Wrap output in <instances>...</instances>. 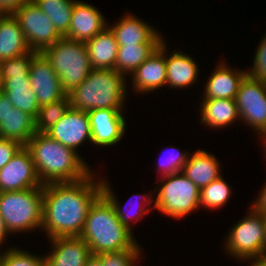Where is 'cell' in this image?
I'll return each mask as SVG.
<instances>
[{"instance_id":"obj_29","label":"cell","mask_w":266,"mask_h":266,"mask_svg":"<svg viewBox=\"0 0 266 266\" xmlns=\"http://www.w3.org/2000/svg\"><path fill=\"white\" fill-rule=\"evenodd\" d=\"M229 185L222 177L212 181L208 186L200 189L199 206L218 209L226 204L231 196Z\"/></svg>"},{"instance_id":"obj_26","label":"cell","mask_w":266,"mask_h":266,"mask_svg":"<svg viewBox=\"0 0 266 266\" xmlns=\"http://www.w3.org/2000/svg\"><path fill=\"white\" fill-rule=\"evenodd\" d=\"M165 55L167 82L172 88L191 86L198 77V65L192 57L181 52H173L170 56Z\"/></svg>"},{"instance_id":"obj_18","label":"cell","mask_w":266,"mask_h":266,"mask_svg":"<svg viewBox=\"0 0 266 266\" xmlns=\"http://www.w3.org/2000/svg\"><path fill=\"white\" fill-rule=\"evenodd\" d=\"M247 75V71L231 70L226 66V63H220L209 76L203 100L235 99L240 84Z\"/></svg>"},{"instance_id":"obj_20","label":"cell","mask_w":266,"mask_h":266,"mask_svg":"<svg viewBox=\"0 0 266 266\" xmlns=\"http://www.w3.org/2000/svg\"><path fill=\"white\" fill-rule=\"evenodd\" d=\"M2 83V92L9 98L13 107L36 119L39 105L35 92L31 89L29 75L11 76V79H4Z\"/></svg>"},{"instance_id":"obj_45","label":"cell","mask_w":266,"mask_h":266,"mask_svg":"<svg viewBox=\"0 0 266 266\" xmlns=\"http://www.w3.org/2000/svg\"><path fill=\"white\" fill-rule=\"evenodd\" d=\"M2 80H1V75H0V93L2 92Z\"/></svg>"},{"instance_id":"obj_2","label":"cell","mask_w":266,"mask_h":266,"mask_svg":"<svg viewBox=\"0 0 266 266\" xmlns=\"http://www.w3.org/2000/svg\"><path fill=\"white\" fill-rule=\"evenodd\" d=\"M25 146L42 185L80 181L91 173L78 153L46 133L36 132Z\"/></svg>"},{"instance_id":"obj_14","label":"cell","mask_w":266,"mask_h":266,"mask_svg":"<svg viewBox=\"0 0 266 266\" xmlns=\"http://www.w3.org/2000/svg\"><path fill=\"white\" fill-rule=\"evenodd\" d=\"M122 109H96L88 111L92 141L98 146H112L122 139L126 123Z\"/></svg>"},{"instance_id":"obj_21","label":"cell","mask_w":266,"mask_h":266,"mask_svg":"<svg viewBox=\"0 0 266 266\" xmlns=\"http://www.w3.org/2000/svg\"><path fill=\"white\" fill-rule=\"evenodd\" d=\"M182 173L189 178L199 190L208 186L212 181L221 177L217 158L203 150H197L182 169Z\"/></svg>"},{"instance_id":"obj_12","label":"cell","mask_w":266,"mask_h":266,"mask_svg":"<svg viewBox=\"0 0 266 266\" xmlns=\"http://www.w3.org/2000/svg\"><path fill=\"white\" fill-rule=\"evenodd\" d=\"M29 78L39 107L59 101L67 95L61 87L58 75L41 52L32 51Z\"/></svg>"},{"instance_id":"obj_7","label":"cell","mask_w":266,"mask_h":266,"mask_svg":"<svg viewBox=\"0 0 266 266\" xmlns=\"http://www.w3.org/2000/svg\"><path fill=\"white\" fill-rule=\"evenodd\" d=\"M153 207L172 218H183L199 206V188L182 171L162 177Z\"/></svg>"},{"instance_id":"obj_8","label":"cell","mask_w":266,"mask_h":266,"mask_svg":"<svg viewBox=\"0 0 266 266\" xmlns=\"http://www.w3.org/2000/svg\"><path fill=\"white\" fill-rule=\"evenodd\" d=\"M249 209V215L234 225L225 243L230 256L252 262L265 258V228L263 215Z\"/></svg>"},{"instance_id":"obj_38","label":"cell","mask_w":266,"mask_h":266,"mask_svg":"<svg viewBox=\"0 0 266 266\" xmlns=\"http://www.w3.org/2000/svg\"><path fill=\"white\" fill-rule=\"evenodd\" d=\"M32 0H0V12L8 15L14 14L19 7Z\"/></svg>"},{"instance_id":"obj_22","label":"cell","mask_w":266,"mask_h":266,"mask_svg":"<svg viewBox=\"0 0 266 266\" xmlns=\"http://www.w3.org/2000/svg\"><path fill=\"white\" fill-rule=\"evenodd\" d=\"M30 51L17 19L13 14L5 15L0 21V62Z\"/></svg>"},{"instance_id":"obj_3","label":"cell","mask_w":266,"mask_h":266,"mask_svg":"<svg viewBox=\"0 0 266 266\" xmlns=\"http://www.w3.org/2000/svg\"><path fill=\"white\" fill-rule=\"evenodd\" d=\"M132 234L119 221L110 201L101 194L91 205L79 237L88 244L91 254L97 255L139 248Z\"/></svg>"},{"instance_id":"obj_30","label":"cell","mask_w":266,"mask_h":266,"mask_svg":"<svg viewBox=\"0 0 266 266\" xmlns=\"http://www.w3.org/2000/svg\"><path fill=\"white\" fill-rule=\"evenodd\" d=\"M70 108V98L68 95L59 101L39 107L36 118V132L45 133L54 126Z\"/></svg>"},{"instance_id":"obj_43","label":"cell","mask_w":266,"mask_h":266,"mask_svg":"<svg viewBox=\"0 0 266 266\" xmlns=\"http://www.w3.org/2000/svg\"><path fill=\"white\" fill-rule=\"evenodd\" d=\"M250 266H266V258L252 261Z\"/></svg>"},{"instance_id":"obj_13","label":"cell","mask_w":266,"mask_h":266,"mask_svg":"<svg viewBox=\"0 0 266 266\" xmlns=\"http://www.w3.org/2000/svg\"><path fill=\"white\" fill-rule=\"evenodd\" d=\"M45 133L78 153L77 148L84 141H92L88 112L70 107L62 118Z\"/></svg>"},{"instance_id":"obj_46","label":"cell","mask_w":266,"mask_h":266,"mask_svg":"<svg viewBox=\"0 0 266 266\" xmlns=\"http://www.w3.org/2000/svg\"><path fill=\"white\" fill-rule=\"evenodd\" d=\"M6 14L0 12V21L2 20V18L5 16Z\"/></svg>"},{"instance_id":"obj_11","label":"cell","mask_w":266,"mask_h":266,"mask_svg":"<svg viewBox=\"0 0 266 266\" xmlns=\"http://www.w3.org/2000/svg\"><path fill=\"white\" fill-rule=\"evenodd\" d=\"M36 187L43 185L38 178L29 150L22 146L0 169V192L22 191Z\"/></svg>"},{"instance_id":"obj_34","label":"cell","mask_w":266,"mask_h":266,"mask_svg":"<svg viewBox=\"0 0 266 266\" xmlns=\"http://www.w3.org/2000/svg\"><path fill=\"white\" fill-rule=\"evenodd\" d=\"M140 248H129L118 252L102 253L96 256L103 266H135L139 259Z\"/></svg>"},{"instance_id":"obj_25","label":"cell","mask_w":266,"mask_h":266,"mask_svg":"<svg viewBox=\"0 0 266 266\" xmlns=\"http://www.w3.org/2000/svg\"><path fill=\"white\" fill-rule=\"evenodd\" d=\"M108 27L118 45L147 44L158 33L152 26L130 14L121 17L113 27Z\"/></svg>"},{"instance_id":"obj_16","label":"cell","mask_w":266,"mask_h":266,"mask_svg":"<svg viewBox=\"0 0 266 266\" xmlns=\"http://www.w3.org/2000/svg\"><path fill=\"white\" fill-rule=\"evenodd\" d=\"M102 14L85 2L76 1L73 6L71 23L65 38L78 42H87L108 25Z\"/></svg>"},{"instance_id":"obj_47","label":"cell","mask_w":266,"mask_h":266,"mask_svg":"<svg viewBox=\"0 0 266 266\" xmlns=\"http://www.w3.org/2000/svg\"><path fill=\"white\" fill-rule=\"evenodd\" d=\"M263 145H264V149H265V156H266V142H263ZM266 158V157H265Z\"/></svg>"},{"instance_id":"obj_1","label":"cell","mask_w":266,"mask_h":266,"mask_svg":"<svg viewBox=\"0 0 266 266\" xmlns=\"http://www.w3.org/2000/svg\"><path fill=\"white\" fill-rule=\"evenodd\" d=\"M94 176L91 172L80 181L43 185L41 230L49 239L80 236L91 205L102 194V180Z\"/></svg>"},{"instance_id":"obj_37","label":"cell","mask_w":266,"mask_h":266,"mask_svg":"<svg viewBox=\"0 0 266 266\" xmlns=\"http://www.w3.org/2000/svg\"><path fill=\"white\" fill-rule=\"evenodd\" d=\"M22 146L17 141L0 138V169L13 158Z\"/></svg>"},{"instance_id":"obj_28","label":"cell","mask_w":266,"mask_h":266,"mask_svg":"<svg viewBox=\"0 0 266 266\" xmlns=\"http://www.w3.org/2000/svg\"><path fill=\"white\" fill-rule=\"evenodd\" d=\"M64 37L68 33L75 0H33Z\"/></svg>"},{"instance_id":"obj_17","label":"cell","mask_w":266,"mask_h":266,"mask_svg":"<svg viewBox=\"0 0 266 266\" xmlns=\"http://www.w3.org/2000/svg\"><path fill=\"white\" fill-rule=\"evenodd\" d=\"M53 251L45 257L47 266H85L92 255L88 244L79 236L51 238Z\"/></svg>"},{"instance_id":"obj_15","label":"cell","mask_w":266,"mask_h":266,"mask_svg":"<svg viewBox=\"0 0 266 266\" xmlns=\"http://www.w3.org/2000/svg\"><path fill=\"white\" fill-rule=\"evenodd\" d=\"M160 46L131 74L135 92H152L167 82L166 44Z\"/></svg>"},{"instance_id":"obj_33","label":"cell","mask_w":266,"mask_h":266,"mask_svg":"<svg viewBox=\"0 0 266 266\" xmlns=\"http://www.w3.org/2000/svg\"><path fill=\"white\" fill-rule=\"evenodd\" d=\"M32 64V50L22 56L0 62L1 80L11 79V76L29 75Z\"/></svg>"},{"instance_id":"obj_41","label":"cell","mask_w":266,"mask_h":266,"mask_svg":"<svg viewBox=\"0 0 266 266\" xmlns=\"http://www.w3.org/2000/svg\"><path fill=\"white\" fill-rule=\"evenodd\" d=\"M10 232L8 231L5 222L3 221V218L0 214V245H2V242L5 241L7 234Z\"/></svg>"},{"instance_id":"obj_31","label":"cell","mask_w":266,"mask_h":266,"mask_svg":"<svg viewBox=\"0 0 266 266\" xmlns=\"http://www.w3.org/2000/svg\"><path fill=\"white\" fill-rule=\"evenodd\" d=\"M102 194L110 201V203L113 205L116 215L119 219V221L125 225L129 230H132L131 228V224H130V219H135V221H137L139 218H141L145 213L149 212L151 210V208L149 209H145L146 205L148 203L151 204V197L149 198L148 196H146L145 194L142 195V200L145 204H142L144 206H141L140 208H138V211L134 212L135 216L127 213V208L125 209L126 211L122 210V207H120V203L117 202L116 199V195L113 193L112 189L110 188V186L108 185V183L102 180ZM138 197H140L138 194L136 195ZM145 196V197H144ZM148 199V200H146ZM147 201V202H146ZM145 207V208H144ZM134 216V217H133Z\"/></svg>"},{"instance_id":"obj_40","label":"cell","mask_w":266,"mask_h":266,"mask_svg":"<svg viewBox=\"0 0 266 266\" xmlns=\"http://www.w3.org/2000/svg\"><path fill=\"white\" fill-rule=\"evenodd\" d=\"M13 105L9 98L3 93H0V123L4 120L9 110H12Z\"/></svg>"},{"instance_id":"obj_44","label":"cell","mask_w":266,"mask_h":266,"mask_svg":"<svg viewBox=\"0 0 266 266\" xmlns=\"http://www.w3.org/2000/svg\"><path fill=\"white\" fill-rule=\"evenodd\" d=\"M264 217V228H265V258H266V215H263Z\"/></svg>"},{"instance_id":"obj_35","label":"cell","mask_w":266,"mask_h":266,"mask_svg":"<svg viewBox=\"0 0 266 266\" xmlns=\"http://www.w3.org/2000/svg\"><path fill=\"white\" fill-rule=\"evenodd\" d=\"M173 150L178 151L179 149H175L174 147ZM176 151H174V153L173 152L170 153L169 156H166L167 158H165L163 162L160 161L158 162L157 171L161 170L163 177L182 171L183 166L188 161L189 158L187 156L188 152H181V151L176 152Z\"/></svg>"},{"instance_id":"obj_19","label":"cell","mask_w":266,"mask_h":266,"mask_svg":"<svg viewBox=\"0 0 266 266\" xmlns=\"http://www.w3.org/2000/svg\"><path fill=\"white\" fill-rule=\"evenodd\" d=\"M85 45L93 69H115L118 43L108 26Z\"/></svg>"},{"instance_id":"obj_27","label":"cell","mask_w":266,"mask_h":266,"mask_svg":"<svg viewBox=\"0 0 266 266\" xmlns=\"http://www.w3.org/2000/svg\"><path fill=\"white\" fill-rule=\"evenodd\" d=\"M201 107L200 123H205L210 128H221L230 125L236 119L240 120L235 99L204 100Z\"/></svg>"},{"instance_id":"obj_5","label":"cell","mask_w":266,"mask_h":266,"mask_svg":"<svg viewBox=\"0 0 266 266\" xmlns=\"http://www.w3.org/2000/svg\"><path fill=\"white\" fill-rule=\"evenodd\" d=\"M41 53L58 75L66 94L80 85L93 69L85 42L62 37Z\"/></svg>"},{"instance_id":"obj_10","label":"cell","mask_w":266,"mask_h":266,"mask_svg":"<svg viewBox=\"0 0 266 266\" xmlns=\"http://www.w3.org/2000/svg\"><path fill=\"white\" fill-rule=\"evenodd\" d=\"M240 119L266 142V82L246 76L235 96Z\"/></svg>"},{"instance_id":"obj_6","label":"cell","mask_w":266,"mask_h":266,"mask_svg":"<svg viewBox=\"0 0 266 266\" xmlns=\"http://www.w3.org/2000/svg\"><path fill=\"white\" fill-rule=\"evenodd\" d=\"M0 214L11 233L41 229L43 187L0 192Z\"/></svg>"},{"instance_id":"obj_24","label":"cell","mask_w":266,"mask_h":266,"mask_svg":"<svg viewBox=\"0 0 266 266\" xmlns=\"http://www.w3.org/2000/svg\"><path fill=\"white\" fill-rule=\"evenodd\" d=\"M36 133V119L15 107L0 123V138L10 139L25 146Z\"/></svg>"},{"instance_id":"obj_9","label":"cell","mask_w":266,"mask_h":266,"mask_svg":"<svg viewBox=\"0 0 266 266\" xmlns=\"http://www.w3.org/2000/svg\"><path fill=\"white\" fill-rule=\"evenodd\" d=\"M13 15L19 22L32 51L42 52L62 38L50 18L33 0L19 7Z\"/></svg>"},{"instance_id":"obj_23","label":"cell","mask_w":266,"mask_h":266,"mask_svg":"<svg viewBox=\"0 0 266 266\" xmlns=\"http://www.w3.org/2000/svg\"><path fill=\"white\" fill-rule=\"evenodd\" d=\"M163 38L159 32L147 44L118 45L115 70L130 75L160 46Z\"/></svg>"},{"instance_id":"obj_39","label":"cell","mask_w":266,"mask_h":266,"mask_svg":"<svg viewBox=\"0 0 266 266\" xmlns=\"http://www.w3.org/2000/svg\"><path fill=\"white\" fill-rule=\"evenodd\" d=\"M256 212L266 215V184L263 186L262 191L256 201L251 206Z\"/></svg>"},{"instance_id":"obj_32","label":"cell","mask_w":266,"mask_h":266,"mask_svg":"<svg viewBox=\"0 0 266 266\" xmlns=\"http://www.w3.org/2000/svg\"><path fill=\"white\" fill-rule=\"evenodd\" d=\"M14 248L0 253V266H47L45 256H34L28 251Z\"/></svg>"},{"instance_id":"obj_36","label":"cell","mask_w":266,"mask_h":266,"mask_svg":"<svg viewBox=\"0 0 266 266\" xmlns=\"http://www.w3.org/2000/svg\"><path fill=\"white\" fill-rule=\"evenodd\" d=\"M257 48L252 70L247 71V74L253 79L266 82V33Z\"/></svg>"},{"instance_id":"obj_4","label":"cell","mask_w":266,"mask_h":266,"mask_svg":"<svg viewBox=\"0 0 266 266\" xmlns=\"http://www.w3.org/2000/svg\"><path fill=\"white\" fill-rule=\"evenodd\" d=\"M125 76L115 69H92L86 79L67 95L70 107L90 111L121 109L127 93Z\"/></svg>"},{"instance_id":"obj_42","label":"cell","mask_w":266,"mask_h":266,"mask_svg":"<svg viewBox=\"0 0 266 266\" xmlns=\"http://www.w3.org/2000/svg\"><path fill=\"white\" fill-rule=\"evenodd\" d=\"M85 266H103L102 262L96 255H91L86 261Z\"/></svg>"}]
</instances>
